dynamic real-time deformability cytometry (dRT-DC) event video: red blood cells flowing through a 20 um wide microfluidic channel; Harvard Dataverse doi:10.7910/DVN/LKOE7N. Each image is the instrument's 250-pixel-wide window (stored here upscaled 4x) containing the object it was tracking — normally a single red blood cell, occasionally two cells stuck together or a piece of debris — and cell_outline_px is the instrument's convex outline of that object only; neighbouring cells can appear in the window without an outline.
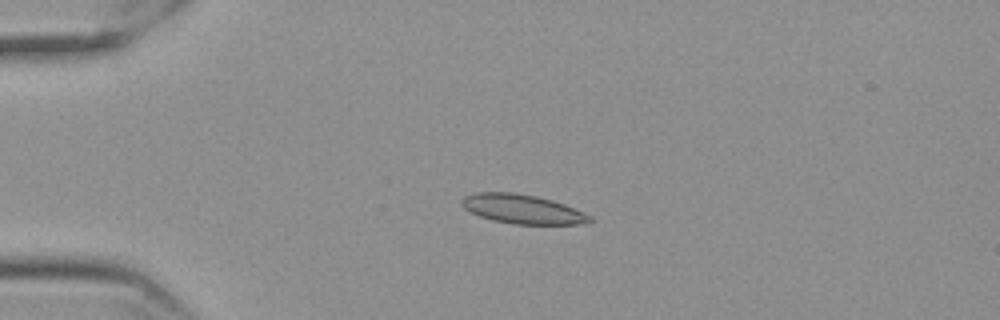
{"species": "Egyptian fruit bat (a non-hibernating species)", "species_latin": "Rousettus aegyptiacus", "temperature_condition": "cold", "stored_images_in_passage": 44, "camera_frame_rate_fps": 3000, "um_per_image_px": 0.085, "frame": {"image": 1, "passage_image": 1, "time_ms": 0.0, "image_size_px": [1000, 320], "cell_outline_px": [[592, 220], [576, 224], [512, 224], [492, 220], [480, 216], [464, 208], [460, 204], [460, 200], [464, 196], [476, 192], [512, 192], [536, 196], [552, 200], [564, 204], [584, 212], [592, 216]], "centroid_in_image_um": [44.37, 17.76], "position_along_channel_um": 40.6, "area_um2": 21.73}}
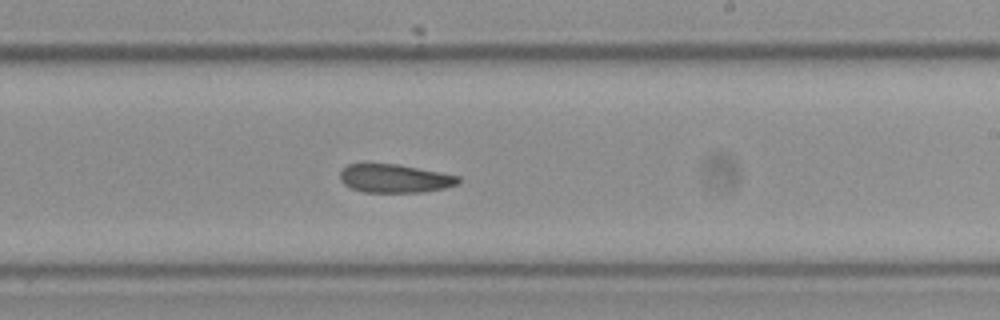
{"frame": {"image": 2, "passage_image": 22, "time_ms": 7.0, "image_size_px": [1000, 320], "cell_outline_px": [[460, 184], [444, 188], [424, 192], [364, 192], [352, 188], [344, 184], [340, 180], [340, 168], [348, 164], [396, 164], [440, 172], [460, 176]], "centroid_in_image_um": [33.55, 15.17], "position_along_channel_um": 255.4, "area_um2": 19.65}}
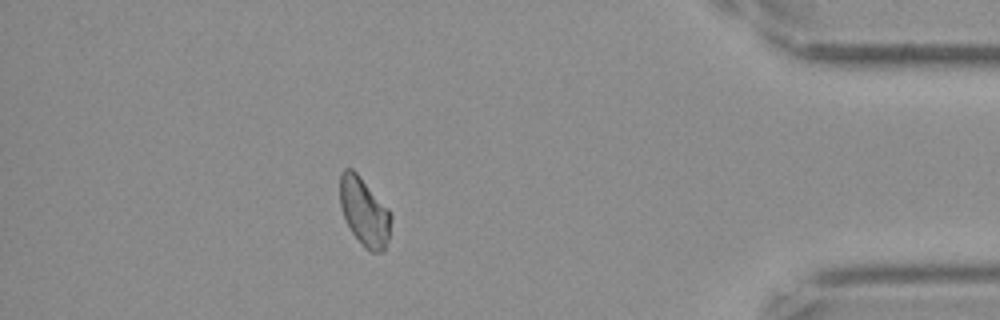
{"frame": {"image": 3, "passage_image": 38, "time_ms": 12.333, "image_size_px": [1000, 320], "cell_outline_px": [[392, 216], [388, 240], [384, 248], [380, 252], [372, 252], [364, 248], [352, 232], [340, 208], [340, 172], [344, 168], [352, 168], [360, 176], [392, 212]], "centroid_in_image_um": [30.97, 17.98], "position_along_channel_um": 404.2, "area_um2": 20.35}}